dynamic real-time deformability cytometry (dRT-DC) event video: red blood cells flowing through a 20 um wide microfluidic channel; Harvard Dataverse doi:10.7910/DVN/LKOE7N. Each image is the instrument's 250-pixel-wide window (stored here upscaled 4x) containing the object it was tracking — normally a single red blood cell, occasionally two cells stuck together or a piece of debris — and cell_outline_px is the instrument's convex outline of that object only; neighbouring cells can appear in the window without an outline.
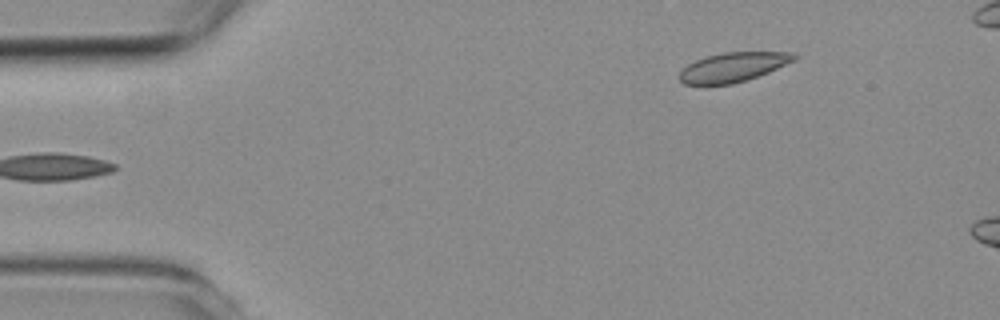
{"species": "common noctule bat (a hibernating species)", "species_latin": "Nyctalus noctula", "temperature_condition": "room temperature", "stored_images_in_passage": 5, "camera_frame_rate_fps": 3000, "um_per_image_px": 0.085, "animal": {"sex": "female", "body_mass_g": 19.3, "forearm_length_mm": 54.1}, "frame": {"image": 1, "passage_image": 5, "time_ms": 4.667, "image_size_px": [1000, 320], "cell_outline_px": [[800, 56], [796, 60], [768, 72], [748, 80], [732, 84], [684, 84], [676, 76], [688, 64], [696, 60], [708, 56], [724, 52], [792, 52]], "centroid_in_image_um": [62.34, 5.7], "position_along_channel_um": 22.7, "area_um2": 19.65}}